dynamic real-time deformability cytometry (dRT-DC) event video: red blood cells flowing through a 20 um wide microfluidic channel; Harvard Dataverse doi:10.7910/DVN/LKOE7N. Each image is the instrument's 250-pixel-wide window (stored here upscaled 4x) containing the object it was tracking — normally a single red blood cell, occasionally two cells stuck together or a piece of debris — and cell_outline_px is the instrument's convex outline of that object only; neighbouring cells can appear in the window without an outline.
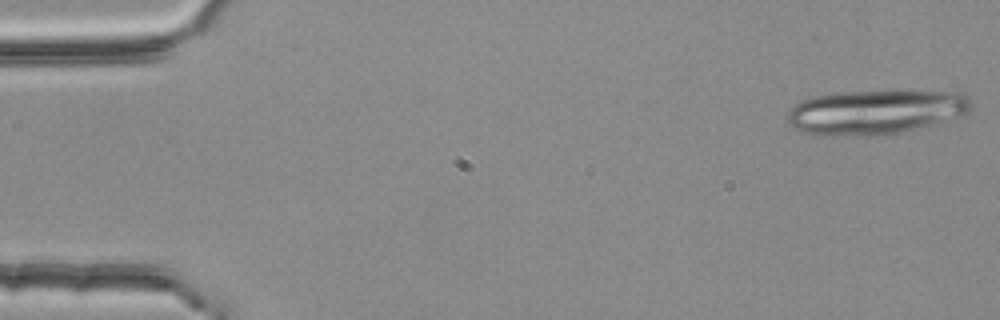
{"species": "common noctule bat (a hibernating species)", "species_latin": "Nyctalus noctula", "temperature_condition": "room temperature", "stored_images_in_passage": 19, "camera_frame_rate_fps": 3000, "um_per_image_px": 0.085, "animal": {"sex": "female", "body_mass_g": 25.1}, "frame": {"image": 1, "passage_image": 1, "time_ms": 0.0, "image_size_px": [1000, 320], "cell_outline_px": [[972, 108], [968, 112], [932, 124], [896, 132], [868, 136], [804, 132], [792, 128], [788, 124], [784, 116], [788, 108], [800, 100], [816, 96], [840, 92], [900, 88], [904, 88], [964, 92], [968, 96], [972, 104]], "centroid_in_image_um": [74.43, 9.43], "position_along_channel_um": 10.6, "area_um2": 48.55}}